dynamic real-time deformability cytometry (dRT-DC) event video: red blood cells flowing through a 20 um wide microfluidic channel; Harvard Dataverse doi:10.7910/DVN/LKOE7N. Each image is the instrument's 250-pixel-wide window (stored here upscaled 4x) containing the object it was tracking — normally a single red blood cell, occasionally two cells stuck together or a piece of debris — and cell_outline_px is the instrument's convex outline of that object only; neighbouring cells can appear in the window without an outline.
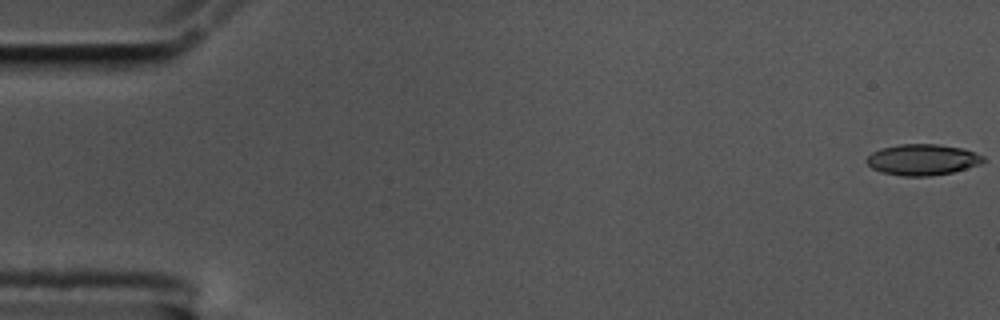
{"species": "common noctule bat (a hibernating species)", "species_latin": "Nyctalus noctula", "temperature_condition": "cold", "stored_images_in_passage": 58, "camera_frame_rate_fps": 3000, "um_per_image_px": 0.085, "animal": {"sex": "male", "body_mass_g": 17.5, "forearm_length_mm": 52.3}, "frame": {"image": 1, "passage_image": 1, "time_ms": 0.0, "image_size_px": [1000, 320], "cell_outline_px": [[984, 160], [980, 164], [952, 172], [932, 176], [904, 176], [880, 172], [872, 168], [864, 160], [872, 152], [880, 148], [900, 144], [936, 144], [964, 148], [984, 156]], "centroid_in_image_um": [78.39, 13.57], "position_along_channel_um": 6.6, "area_um2": 21.15}}
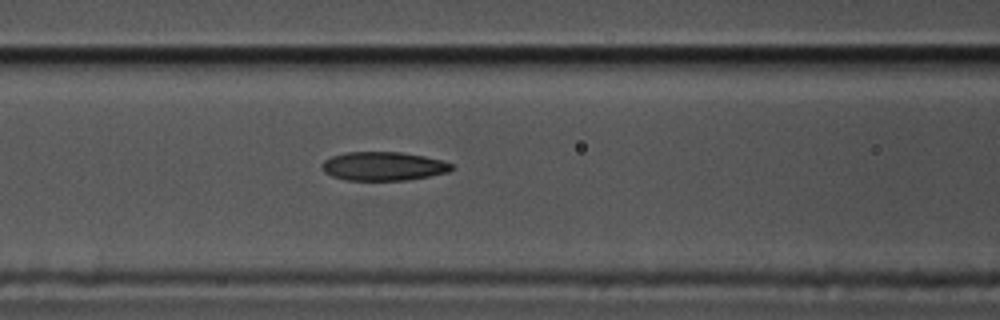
{"frame": {"image": 2, "passage_image": 24, "time_ms": 7.667, "image_size_px": [1000, 320], "cell_outline_px": [[456, 168], [448, 172], [408, 180], [344, 180], [332, 176], [324, 172], [320, 164], [324, 160], [332, 156], [348, 152], [400, 152], [424, 156], [440, 160], [452, 164]], "centroid_in_image_um": [32.57, 14.13], "position_along_channel_um": 134.0, "area_um2": 21.73}}
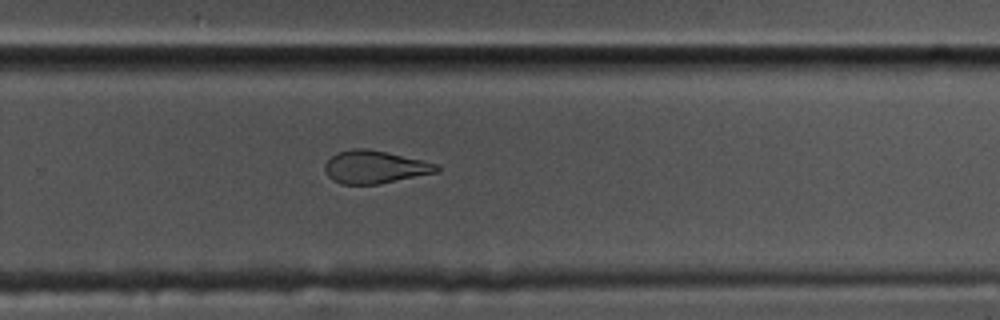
{"frame": {"image": 3, "passage_image": 38, "time_ms": 12.333, "image_size_px": [1000, 320], "cell_outline_px": [[440, 172], [380, 184], [340, 184], [332, 180], [328, 176], [324, 168], [324, 164], [336, 152], [352, 148], [368, 148], [420, 160], [436, 164], [440, 168]], "centroid_in_image_um": [31.84, 14.2], "position_along_channel_um": 298.0, "area_um2": 21.44}, "authors_computed_cell_mechanics": {"area_um2": 22.2819, "velocity_mm_per_s": 3.5194, "shape_relaxation_time_tau1_ms": null, "shape_relaxation_time_tau2_ms": 4.8046, "deformation_change_tau1": null, "deformation_change_tau2": 0.1395}}